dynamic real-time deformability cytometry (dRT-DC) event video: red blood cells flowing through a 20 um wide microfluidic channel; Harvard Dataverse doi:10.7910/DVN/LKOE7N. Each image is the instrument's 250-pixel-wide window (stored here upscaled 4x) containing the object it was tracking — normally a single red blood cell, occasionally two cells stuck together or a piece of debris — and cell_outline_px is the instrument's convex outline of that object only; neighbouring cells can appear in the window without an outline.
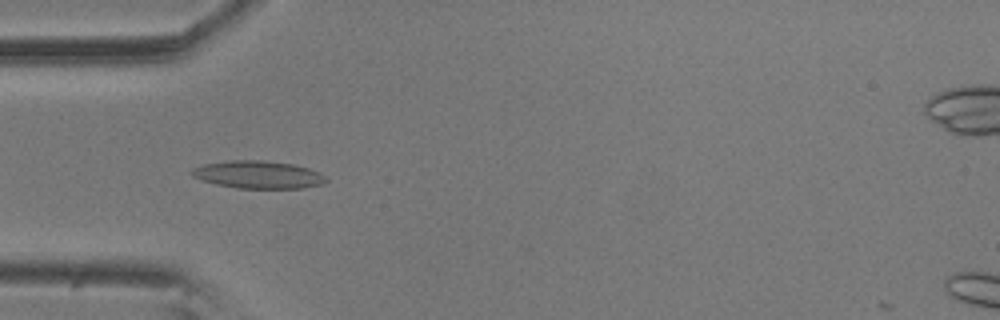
{"species": "common noctule bat (a hibernating species)", "species_latin": "Nyctalus noctula", "temperature_condition": "room temperature", "stored_images_in_passage": 24, "camera_frame_rate_fps": 3000, "um_per_image_px": 0.085, "animal": {"sex": "male", "body_mass_g": 20.5, "forearm_length_mm": 52.5}, "frame": {"image": 1, "passage_image": 17, "time_ms": 5.333, "image_size_px": [1000, 320], "cell_outline_px": [[328, 180], [320, 184], [300, 188], [236, 188], [216, 184], [200, 180], [192, 176], [188, 172], [192, 168], [204, 164], [228, 160], [264, 160], [292, 164], [308, 168], [320, 172]], "centroid_in_image_um": [21.88, 14.84], "position_along_channel_um": 63.1, "area_um2": 21.68}}
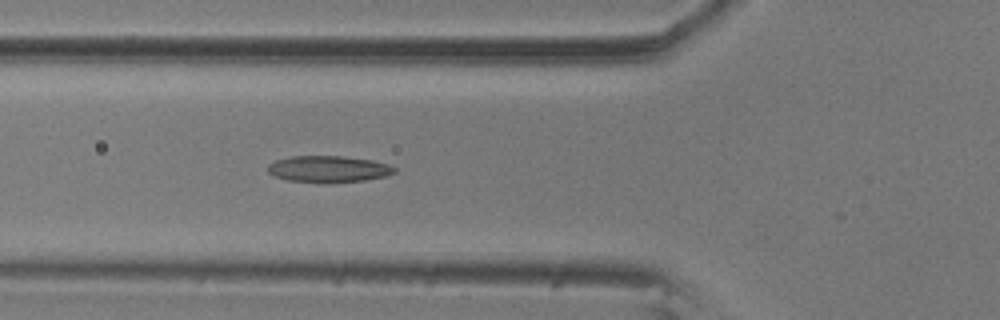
{"frame": {"image": 2, "passage_image": 20, "time_ms": 6.333, "image_size_px": [1000, 320], "cell_outline_px": [[396, 172], [384, 176], [364, 180], [288, 180], [272, 176], [268, 172], [268, 164], [276, 160], [292, 156], [344, 156], [372, 160], [388, 164], [396, 168]], "centroid_in_image_um": [27.91, 14.32], "position_along_channel_um": 97.9, "area_um2": 18.73}}
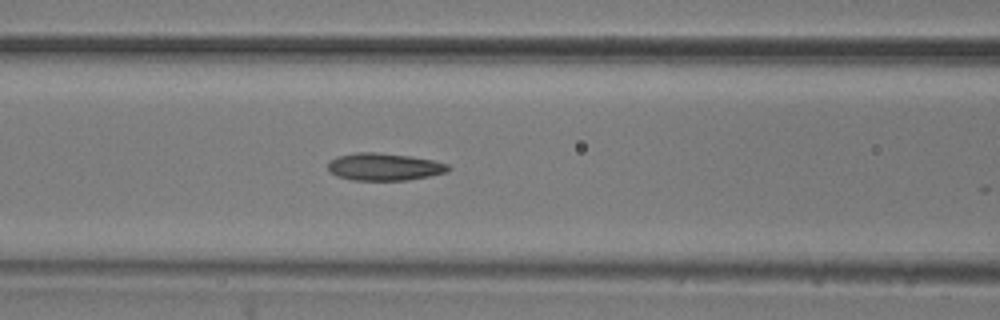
{"frame": {"image": 3, "passage_image": 23, "time_ms": 7.333, "image_size_px": [1000, 320], "cell_outline_px": [[452, 168], [448, 172], [408, 180], [352, 180], [336, 176], [328, 168], [328, 160], [336, 156], [356, 152], [376, 152], [412, 156], [432, 160], [448, 164]], "centroid_in_image_um": [32.65, 14.17], "position_along_channel_um": 133.9, "area_um2": 19.36}}